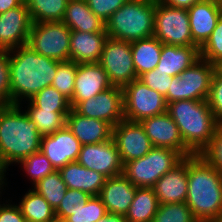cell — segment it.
<instances>
[{
	"label": "cell",
	"instance_id": "cell-36",
	"mask_svg": "<svg viewBox=\"0 0 222 222\" xmlns=\"http://www.w3.org/2000/svg\"><path fill=\"white\" fill-rule=\"evenodd\" d=\"M28 101L43 110H71L70 101L52 86L43 88Z\"/></svg>",
	"mask_w": 222,
	"mask_h": 222
},
{
	"label": "cell",
	"instance_id": "cell-14",
	"mask_svg": "<svg viewBox=\"0 0 222 222\" xmlns=\"http://www.w3.org/2000/svg\"><path fill=\"white\" fill-rule=\"evenodd\" d=\"M112 138L116 143L123 165L145 156L153 148L139 121L124 118L113 127Z\"/></svg>",
	"mask_w": 222,
	"mask_h": 222
},
{
	"label": "cell",
	"instance_id": "cell-39",
	"mask_svg": "<svg viewBox=\"0 0 222 222\" xmlns=\"http://www.w3.org/2000/svg\"><path fill=\"white\" fill-rule=\"evenodd\" d=\"M91 195L81 190L67 189L60 205L55 210L57 222H63L68 216L72 215L79 204H86Z\"/></svg>",
	"mask_w": 222,
	"mask_h": 222
},
{
	"label": "cell",
	"instance_id": "cell-38",
	"mask_svg": "<svg viewBox=\"0 0 222 222\" xmlns=\"http://www.w3.org/2000/svg\"><path fill=\"white\" fill-rule=\"evenodd\" d=\"M200 57L217 67L222 64V15L209 39L200 48Z\"/></svg>",
	"mask_w": 222,
	"mask_h": 222
},
{
	"label": "cell",
	"instance_id": "cell-48",
	"mask_svg": "<svg viewBox=\"0 0 222 222\" xmlns=\"http://www.w3.org/2000/svg\"><path fill=\"white\" fill-rule=\"evenodd\" d=\"M96 222H127L123 215L116 213H106L102 218Z\"/></svg>",
	"mask_w": 222,
	"mask_h": 222
},
{
	"label": "cell",
	"instance_id": "cell-15",
	"mask_svg": "<svg viewBox=\"0 0 222 222\" xmlns=\"http://www.w3.org/2000/svg\"><path fill=\"white\" fill-rule=\"evenodd\" d=\"M32 19L25 1L0 14V50L10 51L27 44Z\"/></svg>",
	"mask_w": 222,
	"mask_h": 222
},
{
	"label": "cell",
	"instance_id": "cell-8",
	"mask_svg": "<svg viewBox=\"0 0 222 222\" xmlns=\"http://www.w3.org/2000/svg\"><path fill=\"white\" fill-rule=\"evenodd\" d=\"M153 36L167 45L195 46L187 9L172 7L157 0Z\"/></svg>",
	"mask_w": 222,
	"mask_h": 222
},
{
	"label": "cell",
	"instance_id": "cell-18",
	"mask_svg": "<svg viewBox=\"0 0 222 222\" xmlns=\"http://www.w3.org/2000/svg\"><path fill=\"white\" fill-rule=\"evenodd\" d=\"M112 86L107 73L98 62L78 64L74 94L70 101L71 108H74L81 101L95 97Z\"/></svg>",
	"mask_w": 222,
	"mask_h": 222
},
{
	"label": "cell",
	"instance_id": "cell-6",
	"mask_svg": "<svg viewBox=\"0 0 222 222\" xmlns=\"http://www.w3.org/2000/svg\"><path fill=\"white\" fill-rule=\"evenodd\" d=\"M185 157L176 150L153 147L145 156L123 165V175L136 187L152 188Z\"/></svg>",
	"mask_w": 222,
	"mask_h": 222
},
{
	"label": "cell",
	"instance_id": "cell-5",
	"mask_svg": "<svg viewBox=\"0 0 222 222\" xmlns=\"http://www.w3.org/2000/svg\"><path fill=\"white\" fill-rule=\"evenodd\" d=\"M157 0H128L106 22L108 37L134 42L154 35Z\"/></svg>",
	"mask_w": 222,
	"mask_h": 222
},
{
	"label": "cell",
	"instance_id": "cell-10",
	"mask_svg": "<svg viewBox=\"0 0 222 222\" xmlns=\"http://www.w3.org/2000/svg\"><path fill=\"white\" fill-rule=\"evenodd\" d=\"M123 94L124 116L127 120L140 122L144 118L167 112L165 97L139 79L125 85Z\"/></svg>",
	"mask_w": 222,
	"mask_h": 222
},
{
	"label": "cell",
	"instance_id": "cell-33",
	"mask_svg": "<svg viewBox=\"0 0 222 222\" xmlns=\"http://www.w3.org/2000/svg\"><path fill=\"white\" fill-rule=\"evenodd\" d=\"M152 222H199L186 202L165 203L158 207Z\"/></svg>",
	"mask_w": 222,
	"mask_h": 222
},
{
	"label": "cell",
	"instance_id": "cell-37",
	"mask_svg": "<svg viewBox=\"0 0 222 222\" xmlns=\"http://www.w3.org/2000/svg\"><path fill=\"white\" fill-rule=\"evenodd\" d=\"M106 213V207L100 197L98 195L91 196L86 204H79V208L63 222H96Z\"/></svg>",
	"mask_w": 222,
	"mask_h": 222
},
{
	"label": "cell",
	"instance_id": "cell-26",
	"mask_svg": "<svg viewBox=\"0 0 222 222\" xmlns=\"http://www.w3.org/2000/svg\"><path fill=\"white\" fill-rule=\"evenodd\" d=\"M62 22L71 31L106 32V23L91 11L85 0H69Z\"/></svg>",
	"mask_w": 222,
	"mask_h": 222
},
{
	"label": "cell",
	"instance_id": "cell-43",
	"mask_svg": "<svg viewBox=\"0 0 222 222\" xmlns=\"http://www.w3.org/2000/svg\"><path fill=\"white\" fill-rule=\"evenodd\" d=\"M91 11L105 23L128 0H85Z\"/></svg>",
	"mask_w": 222,
	"mask_h": 222
},
{
	"label": "cell",
	"instance_id": "cell-40",
	"mask_svg": "<svg viewBox=\"0 0 222 222\" xmlns=\"http://www.w3.org/2000/svg\"><path fill=\"white\" fill-rule=\"evenodd\" d=\"M207 101L216 120L222 125V71L218 67L212 77Z\"/></svg>",
	"mask_w": 222,
	"mask_h": 222
},
{
	"label": "cell",
	"instance_id": "cell-27",
	"mask_svg": "<svg viewBox=\"0 0 222 222\" xmlns=\"http://www.w3.org/2000/svg\"><path fill=\"white\" fill-rule=\"evenodd\" d=\"M162 44L154 36L131 42L133 64L138 78L156 68L160 60Z\"/></svg>",
	"mask_w": 222,
	"mask_h": 222
},
{
	"label": "cell",
	"instance_id": "cell-32",
	"mask_svg": "<svg viewBox=\"0 0 222 222\" xmlns=\"http://www.w3.org/2000/svg\"><path fill=\"white\" fill-rule=\"evenodd\" d=\"M33 187V190L42 195L54 210L60 205L67 190V186L58 170L42 178Z\"/></svg>",
	"mask_w": 222,
	"mask_h": 222
},
{
	"label": "cell",
	"instance_id": "cell-41",
	"mask_svg": "<svg viewBox=\"0 0 222 222\" xmlns=\"http://www.w3.org/2000/svg\"><path fill=\"white\" fill-rule=\"evenodd\" d=\"M0 105H11L9 51L0 50Z\"/></svg>",
	"mask_w": 222,
	"mask_h": 222
},
{
	"label": "cell",
	"instance_id": "cell-1",
	"mask_svg": "<svg viewBox=\"0 0 222 222\" xmlns=\"http://www.w3.org/2000/svg\"><path fill=\"white\" fill-rule=\"evenodd\" d=\"M59 61L42 56L27 44L9 51L11 105H21L51 86Z\"/></svg>",
	"mask_w": 222,
	"mask_h": 222
},
{
	"label": "cell",
	"instance_id": "cell-50",
	"mask_svg": "<svg viewBox=\"0 0 222 222\" xmlns=\"http://www.w3.org/2000/svg\"><path fill=\"white\" fill-rule=\"evenodd\" d=\"M209 1H214V2L222 4V0H209Z\"/></svg>",
	"mask_w": 222,
	"mask_h": 222
},
{
	"label": "cell",
	"instance_id": "cell-12",
	"mask_svg": "<svg viewBox=\"0 0 222 222\" xmlns=\"http://www.w3.org/2000/svg\"><path fill=\"white\" fill-rule=\"evenodd\" d=\"M73 109L82 116L106 121L114 127L125 118L123 87L112 86L79 102Z\"/></svg>",
	"mask_w": 222,
	"mask_h": 222
},
{
	"label": "cell",
	"instance_id": "cell-20",
	"mask_svg": "<svg viewBox=\"0 0 222 222\" xmlns=\"http://www.w3.org/2000/svg\"><path fill=\"white\" fill-rule=\"evenodd\" d=\"M152 188L159 205L186 202L188 193V156L164 174Z\"/></svg>",
	"mask_w": 222,
	"mask_h": 222
},
{
	"label": "cell",
	"instance_id": "cell-29",
	"mask_svg": "<svg viewBox=\"0 0 222 222\" xmlns=\"http://www.w3.org/2000/svg\"><path fill=\"white\" fill-rule=\"evenodd\" d=\"M18 206L27 222H57L55 210L33 189L25 193Z\"/></svg>",
	"mask_w": 222,
	"mask_h": 222
},
{
	"label": "cell",
	"instance_id": "cell-11",
	"mask_svg": "<svg viewBox=\"0 0 222 222\" xmlns=\"http://www.w3.org/2000/svg\"><path fill=\"white\" fill-rule=\"evenodd\" d=\"M98 63L107 73L113 86L124 87L138 79L130 42L108 37Z\"/></svg>",
	"mask_w": 222,
	"mask_h": 222
},
{
	"label": "cell",
	"instance_id": "cell-47",
	"mask_svg": "<svg viewBox=\"0 0 222 222\" xmlns=\"http://www.w3.org/2000/svg\"><path fill=\"white\" fill-rule=\"evenodd\" d=\"M24 0H0V14L20 6Z\"/></svg>",
	"mask_w": 222,
	"mask_h": 222
},
{
	"label": "cell",
	"instance_id": "cell-19",
	"mask_svg": "<svg viewBox=\"0 0 222 222\" xmlns=\"http://www.w3.org/2000/svg\"><path fill=\"white\" fill-rule=\"evenodd\" d=\"M193 44L199 49L209 39L222 15V4L202 0L187 9Z\"/></svg>",
	"mask_w": 222,
	"mask_h": 222
},
{
	"label": "cell",
	"instance_id": "cell-16",
	"mask_svg": "<svg viewBox=\"0 0 222 222\" xmlns=\"http://www.w3.org/2000/svg\"><path fill=\"white\" fill-rule=\"evenodd\" d=\"M140 123L153 147L173 149L184 157L193 155L184 145L179 128L168 112L144 118Z\"/></svg>",
	"mask_w": 222,
	"mask_h": 222
},
{
	"label": "cell",
	"instance_id": "cell-21",
	"mask_svg": "<svg viewBox=\"0 0 222 222\" xmlns=\"http://www.w3.org/2000/svg\"><path fill=\"white\" fill-rule=\"evenodd\" d=\"M66 127L82 145L106 142L113 134V126L110 123L82 116L73 108L66 116Z\"/></svg>",
	"mask_w": 222,
	"mask_h": 222
},
{
	"label": "cell",
	"instance_id": "cell-42",
	"mask_svg": "<svg viewBox=\"0 0 222 222\" xmlns=\"http://www.w3.org/2000/svg\"><path fill=\"white\" fill-rule=\"evenodd\" d=\"M138 79L165 97L170 87L172 77L160 71V69L155 68L142 74Z\"/></svg>",
	"mask_w": 222,
	"mask_h": 222
},
{
	"label": "cell",
	"instance_id": "cell-2",
	"mask_svg": "<svg viewBox=\"0 0 222 222\" xmlns=\"http://www.w3.org/2000/svg\"><path fill=\"white\" fill-rule=\"evenodd\" d=\"M186 203L199 222L222 217V173L201 154L188 156Z\"/></svg>",
	"mask_w": 222,
	"mask_h": 222
},
{
	"label": "cell",
	"instance_id": "cell-25",
	"mask_svg": "<svg viewBox=\"0 0 222 222\" xmlns=\"http://www.w3.org/2000/svg\"><path fill=\"white\" fill-rule=\"evenodd\" d=\"M200 58L197 46H175L162 44L160 60L156 69L171 77L179 76Z\"/></svg>",
	"mask_w": 222,
	"mask_h": 222
},
{
	"label": "cell",
	"instance_id": "cell-4",
	"mask_svg": "<svg viewBox=\"0 0 222 222\" xmlns=\"http://www.w3.org/2000/svg\"><path fill=\"white\" fill-rule=\"evenodd\" d=\"M167 112L179 128L184 145L201 154L220 126L207 100H180L168 103Z\"/></svg>",
	"mask_w": 222,
	"mask_h": 222
},
{
	"label": "cell",
	"instance_id": "cell-35",
	"mask_svg": "<svg viewBox=\"0 0 222 222\" xmlns=\"http://www.w3.org/2000/svg\"><path fill=\"white\" fill-rule=\"evenodd\" d=\"M22 165L23 170L30 177L33 185H36L42 178L52 174L56 169L47 157L41 152L31 154L30 156L18 162Z\"/></svg>",
	"mask_w": 222,
	"mask_h": 222
},
{
	"label": "cell",
	"instance_id": "cell-45",
	"mask_svg": "<svg viewBox=\"0 0 222 222\" xmlns=\"http://www.w3.org/2000/svg\"><path fill=\"white\" fill-rule=\"evenodd\" d=\"M0 222H27L16 204H0Z\"/></svg>",
	"mask_w": 222,
	"mask_h": 222
},
{
	"label": "cell",
	"instance_id": "cell-3",
	"mask_svg": "<svg viewBox=\"0 0 222 222\" xmlns=\"http://www.w3.org/2000/svg\"><path fill=\"white\" fill-rule=\"evenodd\" d=\"M42 135L20 105H0V168L8 169L41 149Z\"/></svg>",
	"mask_w": 222,
	"mask_h": 222
},
{
	"label": "cell",
	"instance_id": "cell-22",
	"mask_svg": "<svg viewBox=\"0 0 222 222\" xmlns=\"http://www.w3.org/2000/svg\"><path fill=\"white\" fill-rule=\"evenodd\" d=\"M137 188L121 174L107 178L98 196L108 213L125 216L134 199Z\"/></svg>",
	"mask_w": 222,
	"mask_h": 222
},
{
	"label": "cell",
	"instance_id": "cell-28",
	"mask_svg": "<svg viewBox=\"0 0 222 222\" xmlns=\"http://www.w3.org/2000/svg\"><path fill=\"white\" fill-rule=\"evenodd\" d=\"M159 207L153 188L138 187L126 215L127 222H152Z\"/></svg>",
	"mask_w": 222,
	"mask_h": 222
},
{
	"label": "cell",
	"instance_id": "cell-34",
	"mask_svg": "<svg viewBox=\"0 0 222 222\" xmlns=\"http://www.w3.org/2000/svg\"><path fill=\"white\" fill-rule=\"evenodd\" d=\"M78 64L74 61H61L58 63L57 72L54 77L52 87L57 89L69 101L74 94L75 76Z\"/></svg>",
	"mask_w": 222,
	"mask_h": 222
},
{
	"label": "cell",
	"instance_id": "cell-44",
	"mask_svg": "<svg viewBox=\"0 0 222 222\" xmlns=\"http://www.w3.org/2000/svg\"><path fill=\"white\" fill-rule=\"evenodd\" d=\"M201 155L222 173V125L216 129L215 136Z\"/></svg>",
	"mask_w": 222,
	"mask_h": 222
},
{
	"label": "cell",
	"instance_id": "cell-23",
	"mask_svg": "<svg viewBox=\"0 0 222 222\" xmlns=\"http://www.w3.org/2000/svg\"><path fill=\"white\" fill-rule=\"evenodd\" d=\"M107 39L106 32L71 31L69 60L77 64L99 62Z\"/></svg>",
	"mask_w": 222,
	"mask_h": 222
},
{
	"label": "cell",
	"instance_id": "cell-7",
	"mask_svg": "<svg viewBox=\"0 0 222 222\" xmlns=\"http://www.w3.org/2000/svg\"><path fill=\"white\" fill-rule=\"evenodd\" d=\"M216 68L217 66L200 57L179 76L172 77L165 96L167 104L180 100H207Z\"/></svg>",
	"mask_w": 222,
	"mask_h": 222
},
{
	"label": "cell",
	"instance_id": "cell-24",
	"mask_svg": "<svg viewBox=\"0 0 222 222\" xmlns=\"http://www.w3.org/2000/svg\"><path fill=\"white\" fill-rule=\"evenodd\" d=\"M58 171L67 189L81 190L91 196L99 195L107 179L103 174L87 169L77 161L68 163Z\"/></svg>",
	"mask_w": 222,
	"mask_h": 222
},
{
	"label": "cell",
	"instance_id": "cell-30",
	"mask_svg": "<svg viewBox=\"0 0 222 222\" xmlns=\"http://www.w3.org/2000/svg\"><path fill=\"white\" fill-rule=\"evenodd\" d=\"M28 103V108L24 111L35 122L42 136L53 134L66 126V116L70 110H43L30 101Z\"/></svg>",
	"mask_w": 222,
	"mask_h": 222
},
{
	"label": "cell",
	"instance_id": "cell-9",
	"mask_svg": "<svg viewBox=\"0 0 222 222\" xmlns=\"http://www.w3.org/2000/svg\"><path fill=\"white\" fill-rule=\"evenodd\" d=\"M71 30L62 22L33 23L27 45L48 58L69 61Z\"/></svg>",
	"mask_w": 222,
	"mask_h": 222
},
{
	"label": "cell",
	"instance_id": "cell-46",
	"mask_svg": "<svg viewBox=\"0 0 222 222\" xmlns=\"http://www.w3.org/2000/svg\"><path fill=\"white\" fill-rule=\"evenodd\" d=\"M160 1H162L172 7L188 9L192 5H194L195 3L200 2L202 0H160Z\"/></svg>",
	"mask_w": 222,
	"mask_h": 222
},
{
	"label": "cell",
	"instance_id": "cell-49",
	"mask_svg": "<svg viewBox=\"0 0 222 222\" xmlns=\"http://www.w3.org/2000/svg\"><path fill=\"white\" fill-rule=\"evenodd\" d=\"M5 173H6V171L5 170H2L1 168H0V190L1 189H4V185H7L6 183H5V180H6V175H5ZM4 177H5V179H4ZM2 187V188H1ZM2 194V192L0 191V195ZM1 197V196H0Z\"/></svg>",
	"mask_w": 222,
	"mask_h": 222
},
{
	"label": "cell",
	"instance_id": "cell-51",
	"mask_svg": "<svg viewBox=\"0 0 222 222\" xmlns=\"http://www.w3.org/2000/svg\"><path fill=\"white\" fill-rule=\"evenodd\" d=\"M218 68L222 71V64H220V65L218 66Z\"/></svg>",
	"mask_w": 222,
	"mask_h": 222
},
{
	"label": "cell",
	"instance_id": "cell-13",
	"mask_svg": "<svg viewBox=\"0 0 222 222\" xmlns=\"http://www.w3.org/2000/svg\"><path fill=\"white\" fill-rule=\"evenodd\" d=\"M77 162L107 178L123 174V163L113 138L106 142L82 145Z\"/></svg>",
	"mask_w": 222,
	"mask_h": 222
},
{
	"label": "cell",
	"instance_id": "cell-31",
	"mask_svg": "<svg viewBox=\"0 0 222 222\" xmlns=\"http://www.w3.org/2000/svg\"><path fill=\"white\" fill-rule=\"evenodd\" d=\"M33 23L63 20L69 0H24Z\"/></svg>",
	"mask_w": 222,
	"mask_h": 222
},
{
	"label": "cell",
	"instance_id": "cell-17",
	"mask_svg": "<svg viewBox=\"0 0 222 222\" xmlns=\"http://www.w3.org/2000/svg\"><path fill=\"white\" fill-rule=\"evenodd\" d=\"M81 147L79 140L65 126L53 134L42 136L40 151L59 170L68 163L77 161Z\"/></svg>",
	"mask_w": 222,
	"mask_h": 222
}]
</instances>
